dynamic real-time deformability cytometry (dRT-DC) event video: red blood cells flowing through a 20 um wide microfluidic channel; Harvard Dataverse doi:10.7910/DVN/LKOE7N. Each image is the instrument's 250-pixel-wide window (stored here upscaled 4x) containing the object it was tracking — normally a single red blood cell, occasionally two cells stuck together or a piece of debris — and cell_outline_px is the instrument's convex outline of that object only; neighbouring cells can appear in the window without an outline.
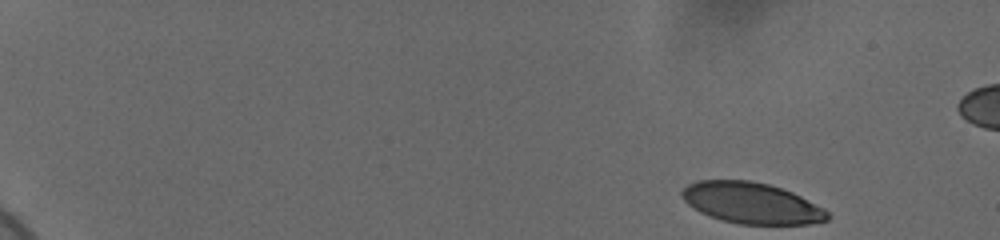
{"species": "human", "species_latin": "Homo sapiens", "temperature_condition": "cold", "stored_images_in_passage": 53, "camera_frame_rate_fps": 3000, "um_per_image_px": 0.085, "donor": {"sex": "female"}, "frame": {"image": 1, "passage_image": 1, "time_ms": 0.0, "image_size_px": [1000, 240], "cell_outline_px": [[828, 220], [808, 224], [740, 224], [720, 220], [708, 216], [700, 212], [688, 204], [684, 200], [680, 192], [688, 184], [696, 180], [752, 180], [768, 184], [792, 192], [824, 208], [828, 212]], "centroid_in_image_um": [63.85, 17.25], "position_along_channel_um": 21.2, "area_um2": 34.85}}
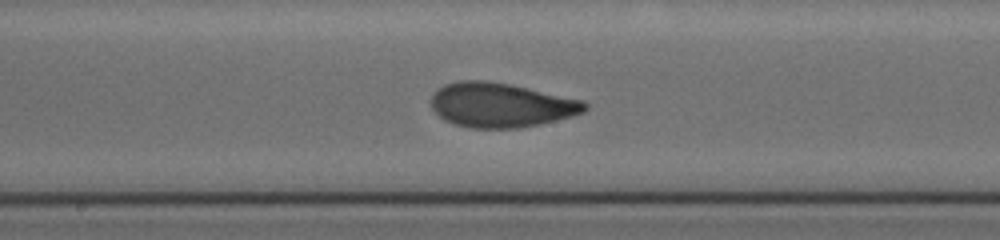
{"frame": {"image": 2, "passage_image": 29, "time_ms": 9.333, "image_size_px": [1000, 240], "cell_outline_px": [[588, 108], [584, 112], [572, 116], [540, 124], [520, 128], [472, 128], [456, 124], [444, 120], [432, 108], [428, 100], [432, 92], [436, 88], [444, 84], [460, 80], [488, 80], [508, 84], [584, 100], [588, 104]], "centroid_in_image_um": [42.54, 8.92], "position_along_channel_um": 205.7, "area_um2": 40.11}}
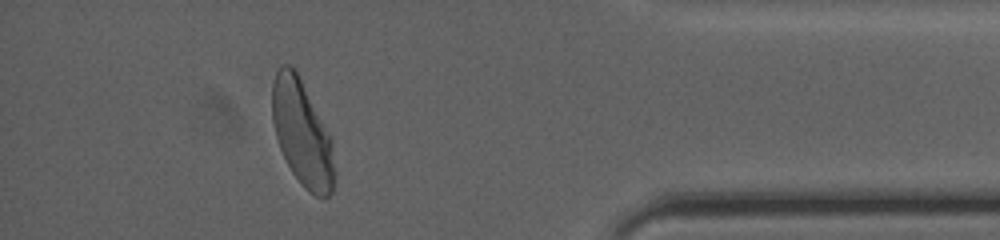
{"frame": {"image": 3, "passage_image": 48, "time_ms": 15.667, "image_size_px": [1000, 240], "cell_outline_px": [[336, 172], [332, 192], [324, 200], [308, 192], [300, 184], [292, 172], [280, 148], [276, 136], [272, 120], [272, 84], [276, 72], [280, 64], [288, 64], [296, 72], [332, 140]], "centroid_in_image_um": [25.69, 11.4], "position_along_channel_um": 409.5, "area_um2": 38.15}, "authors_computed_cell_mechanics": {"area_um2": 38.2636, "velocity_mm_per_s": 3.6692, "shape_relaxation_time_tau1_ms": 3.6092, "shape_relaxation_time_tau2_ms": 0.9277, "deformation_change_tau1": 0.1691, "deformation_change_tau2": 0.0683}}